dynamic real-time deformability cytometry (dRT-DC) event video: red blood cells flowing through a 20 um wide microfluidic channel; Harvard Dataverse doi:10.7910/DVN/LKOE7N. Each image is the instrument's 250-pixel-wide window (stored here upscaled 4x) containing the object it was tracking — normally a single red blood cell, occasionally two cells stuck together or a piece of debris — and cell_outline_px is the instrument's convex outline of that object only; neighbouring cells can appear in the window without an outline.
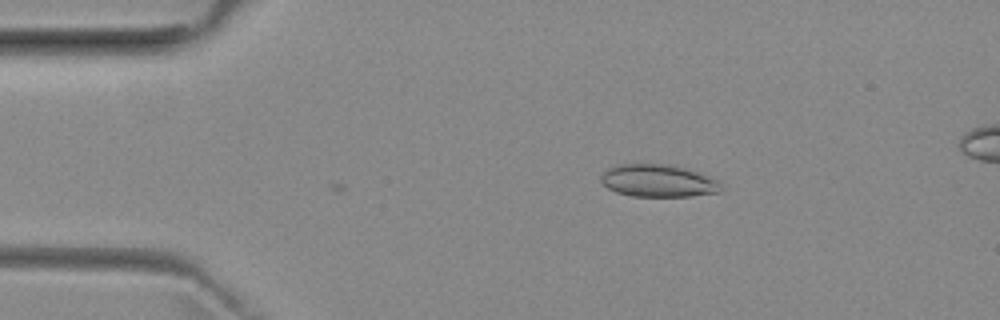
{"species": "common noctule bat (a hibernating species)", "species_latin": "Nyctalus noctula", "temperature_condition": "room temperature", "stored_images_in_passage": 3, "camera_frame_rate_fps": 3000, "um_per_image_px": 0.085, "animal": {"sex": "female", "body_mass_g": 29.2, "forearm_length_mm": 56.3}, "frame": {"image": 1, "passage_image": 3, "time_ms": 0.667, "image_size_px": [1000, 320], "cell_outline_px": [[720, 192], [692, 196], [632, 196], [616, 192], [608, 188], [600, 180], [600, 176], [608, 168], [616, 164], [660, 164], [684, 168], [696, 172], [716, 180], [720, 184]], "centroid_in_image_um": [55.88, 15.37], "position_along_channel_um": 29.1, "area_um2": 22.37}}